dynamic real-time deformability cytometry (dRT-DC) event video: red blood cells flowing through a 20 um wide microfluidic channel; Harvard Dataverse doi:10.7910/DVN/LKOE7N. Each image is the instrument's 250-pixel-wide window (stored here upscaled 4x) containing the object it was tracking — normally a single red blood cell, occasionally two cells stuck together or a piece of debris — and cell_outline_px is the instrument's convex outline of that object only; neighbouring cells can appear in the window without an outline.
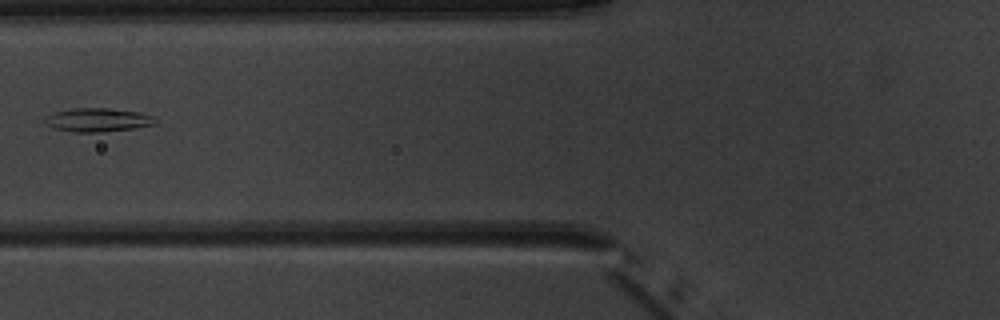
{"species": "common noctule bat (a hibernating species)", "species_latin": "Nyctalus noctula", "temperature_condition": "warm", "stored_images_in_passage": 5, "camera_frame_rate_fps": 3000, "um_per_image_px": 0.085, "animal": {"sex": "male", "body_mass_g": 20.1, "forearm_length_mm": 53.5}, "frame": {"image": 1, "passage_image": 4, "time_ms": 3.667, "image_size_px": [1000, 320], "cell_outline_px": [[156, 124], [136, 128], [100, 132], [72, 132], [52, 128], [44, 120], [48, 116], [56, 112], [72, 108], [108, 108], [136, 112], [152, 116], [156, 120]], "centroid_in_image_um": [8.31, 10.2], "position_along_channel_um": 117.5, "area_um2": 15.03}}
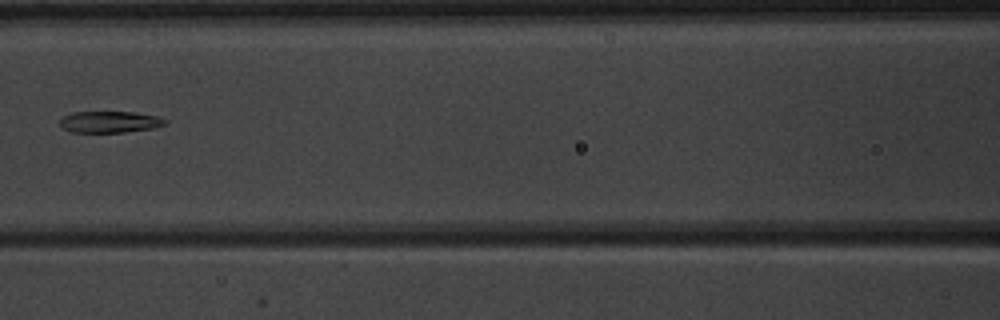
{"frame": {"image": 2, "passage_image": 5, "time_ms": 4.667, "image_size_px": [1000, 320], "cell_outline_px": [[168, 124], [156, 128], [124, 132], [72, 132], [64, 128], [60, 124], [60, 120], [64, 116], [72, 112], [132, 112], [156, 116], [168, 120]], "centroid_in_image_um": [9.38, 10.36], "position_along_channel_um": 157.2, "area_um2": 13.18}}